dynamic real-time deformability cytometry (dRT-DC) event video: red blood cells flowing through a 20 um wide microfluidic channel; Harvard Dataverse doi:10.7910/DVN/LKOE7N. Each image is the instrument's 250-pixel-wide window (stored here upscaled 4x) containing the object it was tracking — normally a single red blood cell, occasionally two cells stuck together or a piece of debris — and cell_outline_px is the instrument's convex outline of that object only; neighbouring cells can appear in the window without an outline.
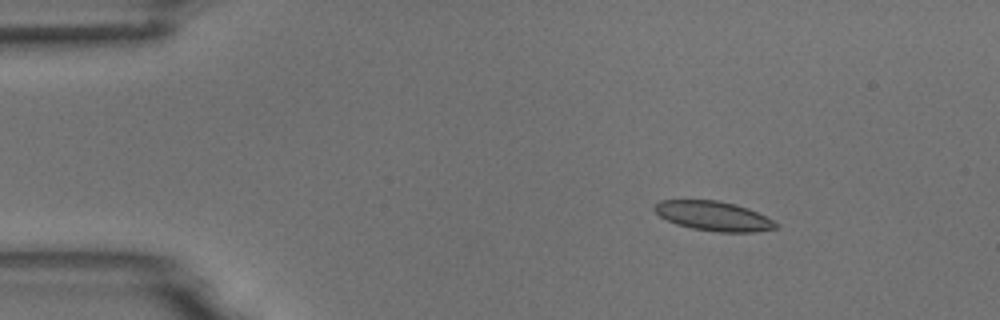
{"species": "common noctule bat (a hibernating species)", "species_latin": "Nyctalus noctula", "temperature_condition": "room temperature", "stored_images_in_passage": 6, "camera_frame_rate_fps": 3000, "um_per_image_px": 0.085, "animal": {"sex": "male", "body_mass_g": 18.8}, "frame": {"image": 1, "passage_image": 3, "time_ms": 2.333, "image_size_px": [1000, 320], "cell_outline_px": [[776, 228], [752, 232], [720, 232], [692, 228], [676, 224], [660, 216], [652, 208], [660, 200], [716, 200], [736, 204], [748, 208], [772, 220], [776, 224]], "centroid_in_image_um": [60.61, 18.35], "position_along_channel_um": 24.4, "area_um2": 20.58}}
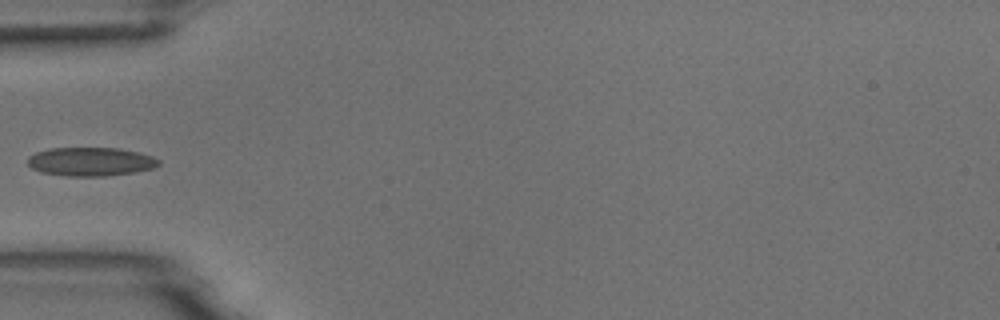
{"frame": {"image": 2, "passage_image": 6, "time_ms": 5.667, "image_size_px": [1000, 320], "cell_outline_px": [[160, 164], [152, 168], [136, 172], [104, 176], [64, 176], [44, 172], [32, 168], [28, 164], [28, 156], [36, 152], [48, 148], [116, 148], [136, 152], [152, 156], [160, 160]], "centroid_in_image_um": [7.69, 13.74], "position_along_channel_um": 77.3, "area_um2": 21.79}}